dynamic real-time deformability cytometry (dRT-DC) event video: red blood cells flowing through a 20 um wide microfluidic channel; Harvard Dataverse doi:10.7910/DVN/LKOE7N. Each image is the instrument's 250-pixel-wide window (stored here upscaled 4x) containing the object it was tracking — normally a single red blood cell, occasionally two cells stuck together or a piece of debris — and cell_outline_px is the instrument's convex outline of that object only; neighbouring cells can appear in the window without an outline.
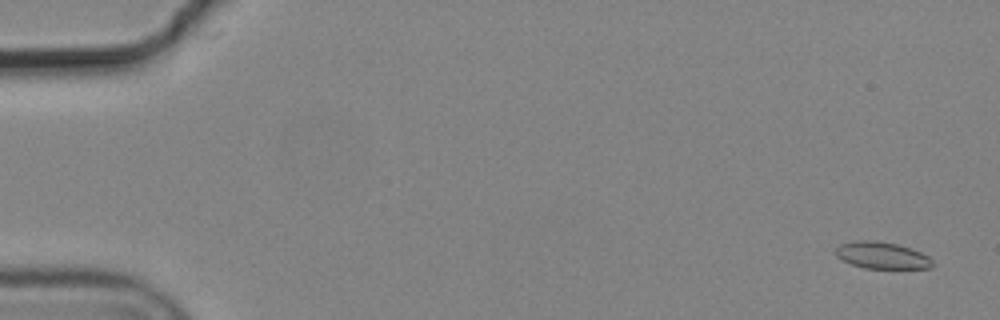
{"species": "common noctule bat (a hibernating species)", "species_latin": "Nyctalus noctula", "temperature_condition": "cold", "stored_images_in_passage": 8, "camera_frame_rate_fps": 3000, "um_per_image_px": 0.085, "animal": {"sex": "male", "body_mass_g": 19.2, "forearm_length_mm": 51.8}, "frame": {"image": 1, "passage_image": 1, "time_ms": 0.0, "image_size_px": [1000, 320], "cell_outline_px": [[936, 264], [932, 268], [864, 268], [852, 264], [836, 256], [836, 248], [840, 244], [852, 240], [876, 240], [896, 244], [912, 248], [928, 256]], "centroid_in_image_um": [74.99, 21.69], "position_along_channel_um": 10.0, "area_um2": 15.2}}
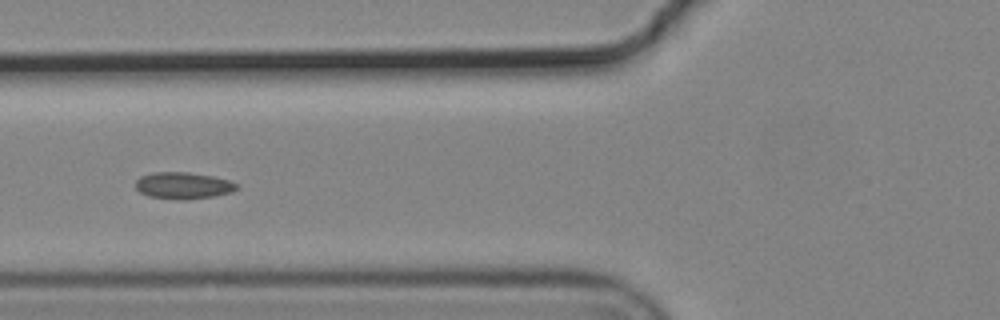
{"frame": {"image": 2, "passage_image": 6, "time_ms": 1.667, "image_size_px": [1000, 320], "cell_outline_px": [[240, 188], [232, 192], [216, 196], [188, 200], [180, 200], [148, 196], [140, 192], [136, 188], [136, 180], [140, 176], [152, 172], [188, 172], [212, 176], [228, 180], [240, 184]], "centroid_in_image_um": [15.61, 15.78], "position_along_channel_um": 110.2, "area_um2": 16.01}}
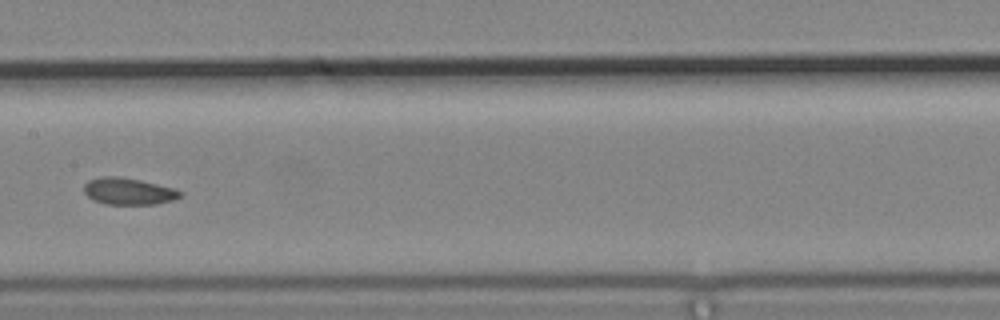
{"frame": {"image": 3, "passage_image": 8, "time_ms": 2.333, "image_size_px": [1000, 320], "cell_outline_px": [[184, 192], [180, 196], [172, 200], [156, 204], [104, 204], [92, 200], [84, 192], [84, 184], [88, 180], [100, 176], [116, 176], [140, 180], [172, 188]], "centroid_in_image_um": [10.87, 16.26], "position_along_channel_um": 196.5, "area_um2": 14.97}}